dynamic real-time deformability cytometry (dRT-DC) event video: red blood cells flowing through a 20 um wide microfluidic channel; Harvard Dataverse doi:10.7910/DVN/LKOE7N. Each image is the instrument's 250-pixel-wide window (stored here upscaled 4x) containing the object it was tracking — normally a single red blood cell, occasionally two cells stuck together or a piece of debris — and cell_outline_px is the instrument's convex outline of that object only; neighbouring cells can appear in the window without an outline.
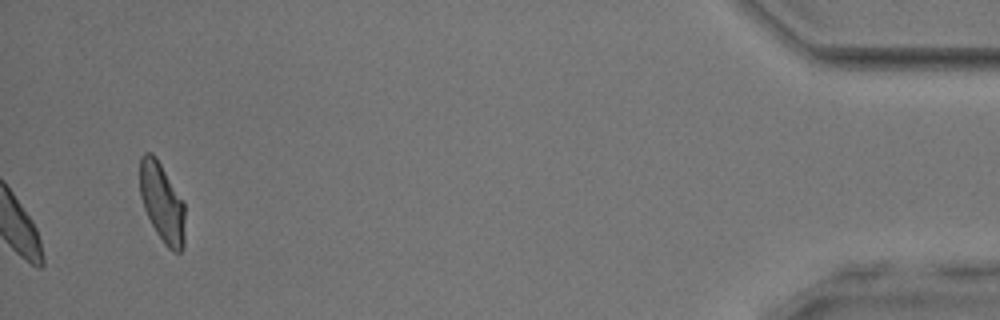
{"species": "common noctule bat (a hibernating species)", "species_latin": "Nyctalus noctula", "temperature_condition": "room temperature", "stored_images_in_passage": 39, "camera_frame_rate_fps": 3000, "um_per_image_px": 0.085, "animal": {"sex": "male", "body_mass_g": 17.9, "forearm_length_mm": 54.2}, "frame": {"image": 1, "passage_image": 39, "time_ms": 12.667, "image_size_px": [1000, 320], "cell_outline_px": [[184, 248], [180, 252], [176, 252], [168, 248], [164, 244], [156, 232], [144, 208], [140, 196], [140, 156], [144, 152], [152, 152], [156, 156], [184, 200]], "centroid_in_image_um": [13.78, 17.19], "position_along_channel_um": 421.4, "area_um2": 21.04}, "authors_computed_cell_mechanics": {"area_um2": 20.23, "velocity_mm_per_s": 3.8709, "shape_relaxation_time_tau1_ms": 2.5292, "shape_relaxation_time_tau2_ms": 1.4487, "deformation_change_tau1": 0.0726, "deformation_change_tau2": 0.0436}}